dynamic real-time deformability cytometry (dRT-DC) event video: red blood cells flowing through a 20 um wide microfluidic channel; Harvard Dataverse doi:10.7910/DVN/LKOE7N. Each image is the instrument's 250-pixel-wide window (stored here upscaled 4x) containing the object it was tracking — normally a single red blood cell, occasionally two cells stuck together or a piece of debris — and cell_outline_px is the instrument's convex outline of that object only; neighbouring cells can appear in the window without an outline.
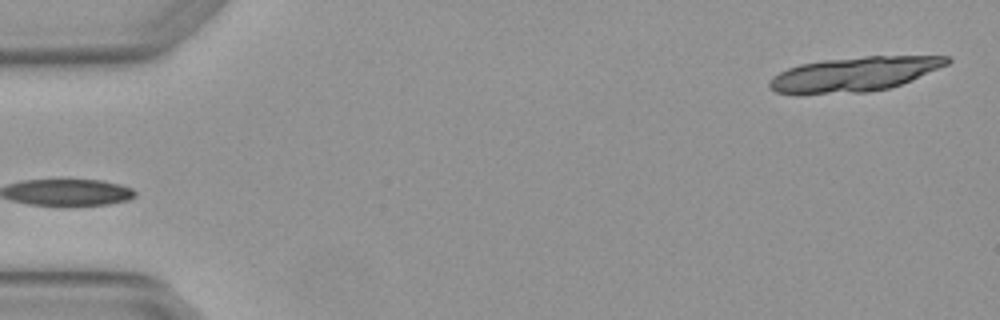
{"species": "Egyptian fruit bat (a non-hibernating species)", "species_latin": "Rousettus aegyptiacus", "temperature_condition": "warm", "stored_images_in_passage": 3, "segment_of_instrument_passage": [2, 2], "camera_frame_rate_fps": 3000, "um_per_image_px": 0.085, "animal": {"sex": "female"}, "frame": {"image": 1, "passage_image": 3, "time_ms": 0.667, "image_size_px": [1000, 320], "cell_outline_px": [[952, 60], [948, 64], [912, 80], [888, 88], [868, 92], [800, 96], [796, 96], [776, 92], [768, 88], [768, 80], [772, 76], [788, 68], [800, 64], [824, 60], [864, 56], [948, 56]], "centroid_in_image_um": [72.52, 6.34], "position_along_channel_um": 12.5, "area_um2": 36.36}}